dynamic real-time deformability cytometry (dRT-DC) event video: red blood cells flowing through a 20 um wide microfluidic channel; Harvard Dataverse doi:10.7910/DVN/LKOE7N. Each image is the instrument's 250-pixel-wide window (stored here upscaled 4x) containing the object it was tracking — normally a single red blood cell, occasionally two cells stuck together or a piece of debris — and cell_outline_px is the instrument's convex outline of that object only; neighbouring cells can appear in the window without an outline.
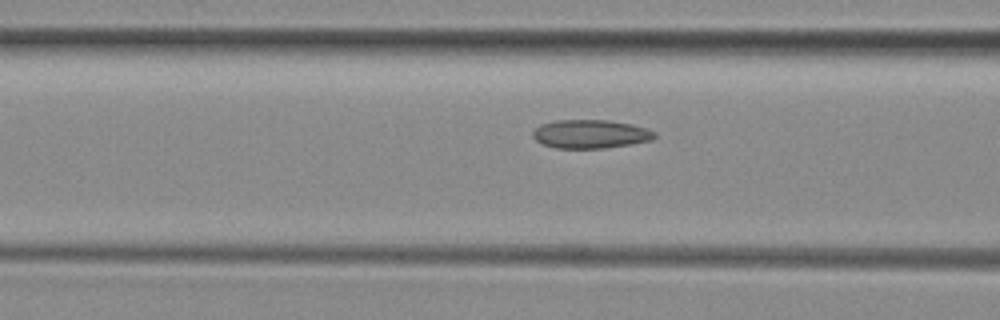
{"species": "common noctule bat (a hibernating species)", "species_latin": "Nyctalus noctula", "temperature_condition": "room temperature", "stored_images_in_passage": 10, "camera_frame_rate_fps": 3000, "um_per_image_px": 0.085, "animal": {"sex": "female", "body_mass_g": 29.2, "forearm_length_mm": 56.3}, "frame": {"image": 1, "passage_image": 9, "time_ms": 2.667, "image_size_px": [1000, 320], "cell_outline_px": [[656, 136], [652, 140], [604, 148], [556, 148], [544, 144], [536, 140], [532, 136], [532, 132], [540, 124], [556, 120], [608, 120], [632, 124], [656, 132]], "centroid_in_image_um": [50.17, 11.38], "position_along_channel_um": 116.4, "area_um2": 20.17}}